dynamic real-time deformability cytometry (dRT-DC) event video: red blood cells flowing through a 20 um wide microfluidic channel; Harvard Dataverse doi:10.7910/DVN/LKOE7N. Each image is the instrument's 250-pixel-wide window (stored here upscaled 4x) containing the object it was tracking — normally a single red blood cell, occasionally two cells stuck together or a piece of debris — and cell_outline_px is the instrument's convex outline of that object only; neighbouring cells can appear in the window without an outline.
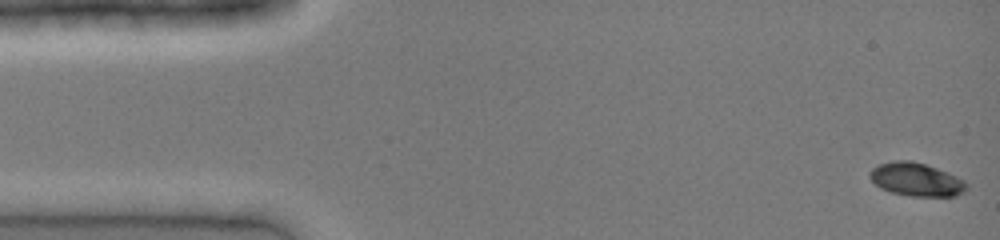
{"species": "common noctule bat (a hibernating species)", "species_latin": "Nyctalus noctula", "temperature_condition": "cold", "stored_images_in_passage": 42, "camera_frame_rate_fps": 3000, "um_per_image_px": 0.085, "animal": {"sex": "female", "body_mass_g": 19.0, "forearm_length_mm": 51.5}, "frame": {"image": 1, "passage_image": 1, "time_ms": 0.0, "image_size_px": [1000, 240], "cell_outline_px": [[968, 188], [964, 192], [956, 196], [912, 196], [892, 192], [880, 188], [868, 176], [868, 172], [872, 168], [880, 164], [892, 160], [912, 160], [948, 172], [964, 180], [968, 184]], "centroid_in_image_um": [77.89, 15.25], "position_along_channel_um": 7.1, "area_um2": 18.84}}
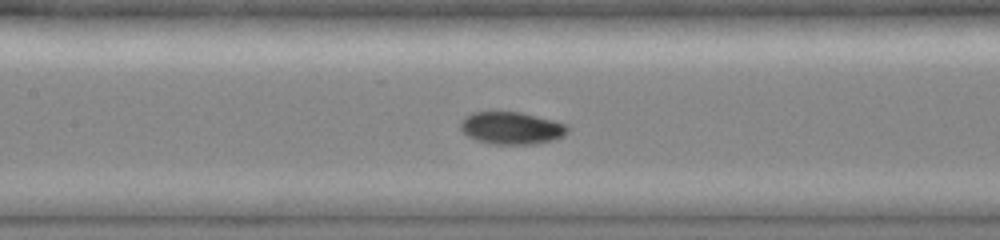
{"frame": {"image": 2, "passage_image": 19, "time_ms": 6.0, "image_size_px": [1000, 240], "cell_outline_px": [[572, 128], [564, 136], [552, 140], [536, 144], [492, 144], [476, 140], [460, 132], [460, 120], [472, 112], [520, 112], [568, 124]], "centroid_in_image_um": [43.48, 10.89], "position_along_channel_um": 163.9, "area_um2": 20.46}}
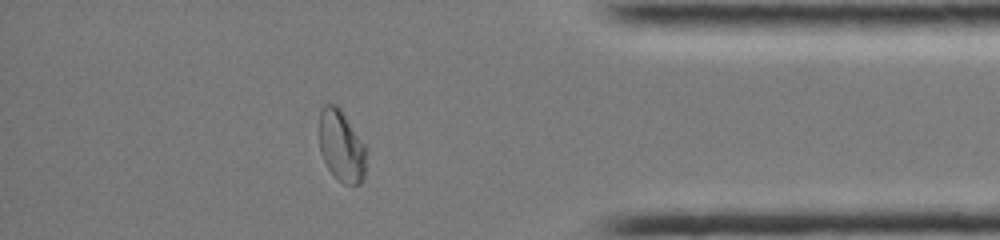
{"frame": {"image": 3, "passage_image": 36, "time_ms": 11.667, "image_size_px": [1000, 240], "cell_outline_px": [[364, 176], [360, 184], [344, 184], [336, 180], [328, 168], [320, 152], [320, 108], [324, 104], [336, 104], [340, 108], [364, 144]], "centroid_in_image_um": [28.98, 12.41], "position_along_channel_um": 406.2, "area_um2": 19.31}}